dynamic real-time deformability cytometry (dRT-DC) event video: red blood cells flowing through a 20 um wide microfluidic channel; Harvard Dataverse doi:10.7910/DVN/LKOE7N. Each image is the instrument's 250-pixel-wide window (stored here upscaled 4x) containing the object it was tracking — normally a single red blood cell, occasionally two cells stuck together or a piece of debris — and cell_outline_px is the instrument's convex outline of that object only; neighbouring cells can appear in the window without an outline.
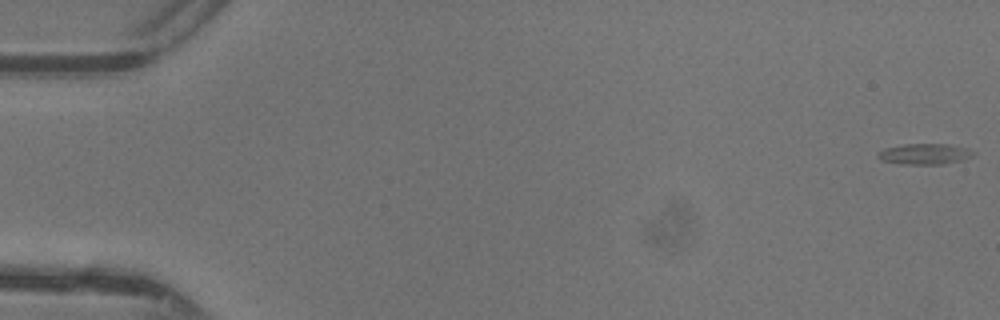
{"species": "common noctule bat (a hibernating species)", "species_latin": "Nyctalus noctula", "temperature_condition": "warm", "stored_images_in_passage": 14, "camera_frame_rate_fps": 3000, "um_per_image_px": 0.085, "animal": {"sex": "female"}, "frame": {"image": 1, "passage_image": 1, "time_ms": 0.0, "image_size_px": [1000, 320], "cell_outline_px": [[976, 152], [972, 156], [964, 160], [940, 164], [900, 164], [880, 160], [876, 156], [884, 148], [904, 144], [948, 144], [968, 148]], "centroid_in_image_um": [78.61, 13.09], "position_along_channel_um": 6.4, "area_um2": 11.62}}
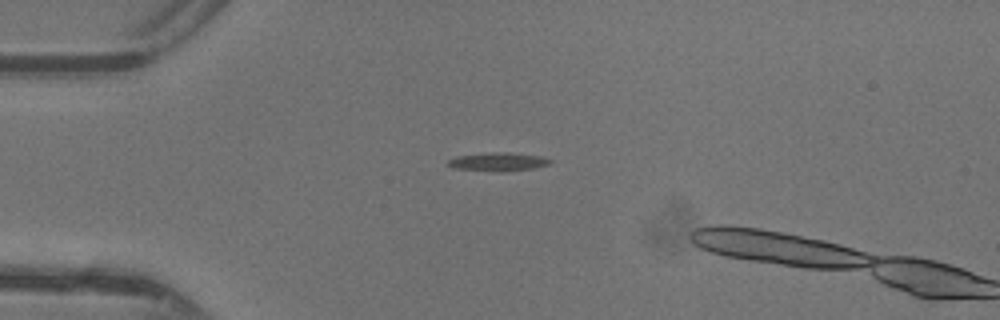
{"frame": {"image": 2, "passage_image": 13, "time_ms": 4.0, "image_size_px": [1000, 320], "cell_outline_px": [[552, 160], [548, 164], [536, 168], [500, 172], [452, 168], [448, 164], [448, 160], [456, 156], [492, 152], [508, 152], [540, 156]], "centroid_in_image_um": [42.32, 13.75], "position_along_channel_um": 42.7, "area_um2": 10.98}}